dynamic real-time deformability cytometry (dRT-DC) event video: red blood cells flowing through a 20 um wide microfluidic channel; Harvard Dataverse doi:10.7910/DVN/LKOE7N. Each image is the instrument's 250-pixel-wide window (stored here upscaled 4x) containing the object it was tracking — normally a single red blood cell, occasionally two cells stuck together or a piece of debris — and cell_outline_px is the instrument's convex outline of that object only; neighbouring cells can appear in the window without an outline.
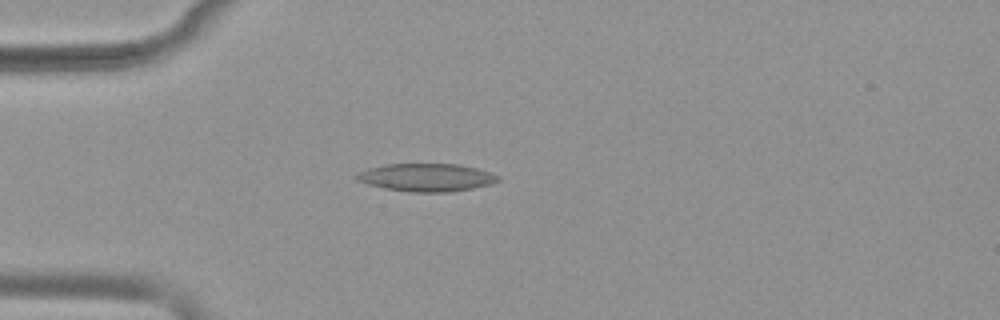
{"species": "common noctule bat (a hibernating species)", "species_latin": "Nyctalus noctula", "temperature_condition": "warm", "stored_images_in_passage": 39, "camera_frame_rate_fps": 3000, "um_per_image_px": 0.085, "animal": {"sex": "female", "body_mass_g": 19.9}, "frame": {"image": 1, "passage_image": 8, "time_ms": 2.333, "image_size_px": [1000, 320], "cell_outline_px": [[500, 180], [492, 184], [452, 192], [412, 192], [384, 188], [368, 184], [356, 180], [352, 176], [368, 168], [384, 164], [460, 164], [492, 172], [500, 176]], "centroid_in_image_um": [36.26, 15.08], "position_along_channel_um": 48.7, "area_um2": 23.18}}
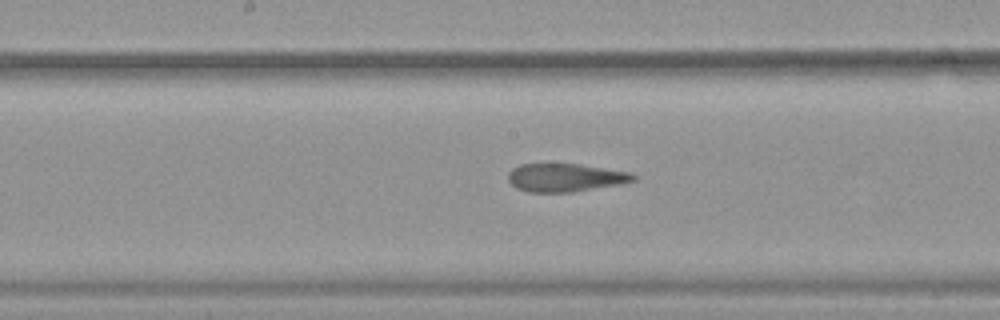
{"frame": {"image": 2, "passage_image": 21, "time_ms": 6.667, "image_size_px": [1000, 320], "cell_outline_px": [[636, 180], [624, 184], [572, 192], [528, 192], [516, 188], [508, 180], [508, 172], [512, 168], [520, 164], [580, 164], [632, 172], [636, 176]], "centroid_in_image_um": [48.09, 15.1], "position_along_channel_um": 200.1, "area_um2": 20.81}}
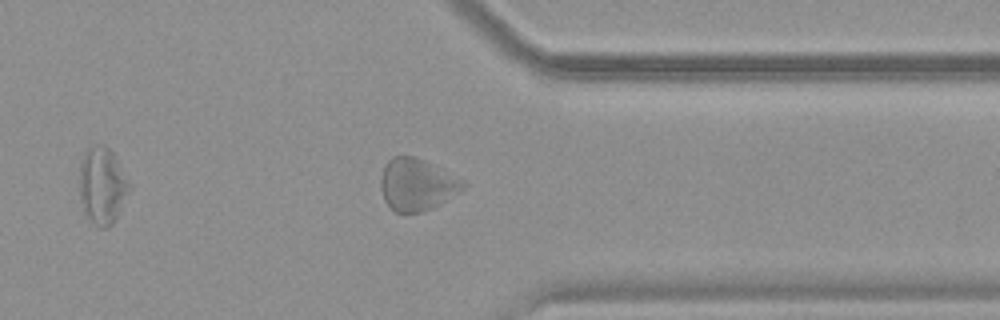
{"frame": {"image": 3, "passage_image": 35, "time_ms": 11.333, "image_size_px": [1000, 320], "cell_outline_px": [[468, 184], [464, 188], [440, 204], [432, 208], [420, 212], [396, 212], [384, 200], [380, 188], [380, 180], [384, 164], [392, 156], [412, 156], [424, 160], [464, 180]], "centroid_in_image_um": [35.42, 15.68], "position_along_channel_um": 376.0, "area_um2": 24.85}, "authors_computed_cell_mechanics": {"area_um2": 22.3686, "velocity_mm_per_s": 3.8346, "shape_relaxation_time_tau1_ms": null, "shape_relaxation_time_tau2_ms": 2.0212, "deformation_change_tau1": null, "deformation_change_tau2": 0.0966}}